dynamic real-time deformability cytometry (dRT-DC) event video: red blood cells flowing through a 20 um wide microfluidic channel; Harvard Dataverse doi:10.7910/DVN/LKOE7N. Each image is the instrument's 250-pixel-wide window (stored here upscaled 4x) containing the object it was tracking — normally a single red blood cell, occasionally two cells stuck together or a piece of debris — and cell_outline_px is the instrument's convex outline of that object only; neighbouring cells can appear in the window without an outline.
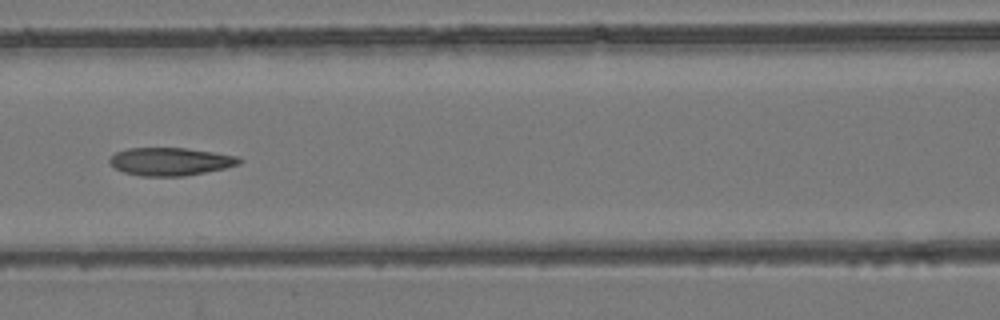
{"species": "common noctule bat (a hibernating species)", "species_latin": "Nyctalus noctula", "temperature_condition": "room temperature", "stored_images_in_passage": 7, "camera_frame_rate_fps": 3000, "um_per_image_px": 0.085, "animal": {"sex": "female", "body_mass_g": 24.6, "forearm_length_mm": 56.2}, "frame": {"image": 1, "passage_image": 7, "time_ms": 2.0, "image_size_px": [1000, 320], "cell_outline_px": [[244, 160], [240, 164], [224, 168], [184, 176], [140, 176], [124, 172], [116, 168], [108, 160], [116, 152], [128, 148], [184, 148], [240, 156]], "centroid_in_image_um": [14.51, 13.73], "position_along_channel_um": 152.1, "area_um2": 20.98}}